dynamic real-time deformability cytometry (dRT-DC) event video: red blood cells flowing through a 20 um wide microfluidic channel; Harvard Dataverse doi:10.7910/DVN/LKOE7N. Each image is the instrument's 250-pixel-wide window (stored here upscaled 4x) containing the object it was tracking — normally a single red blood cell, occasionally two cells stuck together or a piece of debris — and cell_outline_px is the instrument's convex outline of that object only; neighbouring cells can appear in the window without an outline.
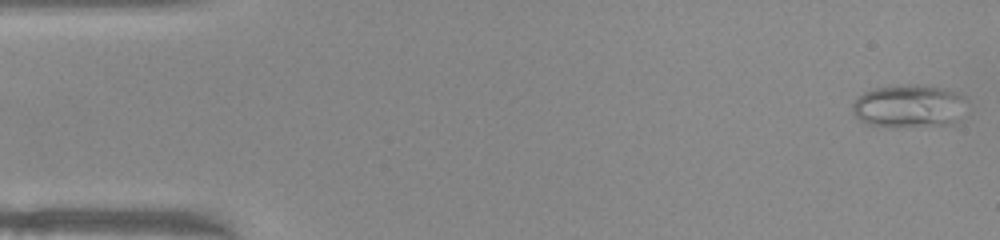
{"species": "common noctule bat (a hibernating species)", "species_latin": "Nyctalus noctula", "temperature_condition": "warm", "stored_images_in_passage": 47, "camera_frame_rate_fps": 3000, "um_per_image_px": 0.085, "animal": {"sex": "female", "body_mass_g": 22.0, "forearm_length_mm": 56.7}, "frame": {"image": 1, "passage_image": 1, "time_ms": 0.0, "image_size_px": [1000, 240], "cell_outline_px": [[968, 100], [956, 120], [952, 124], [900, 128], [892, 128], [868, 124], [860, 120], [852, 112], [852, 104], [864, 92], [872, 88], [904, 84], [924, 84], [948, 88], [964, 96]], "centroid_in_image_um": [77.27, 9.01], "position_along_channel_um": 7.7, "area_um2": 29.3}}
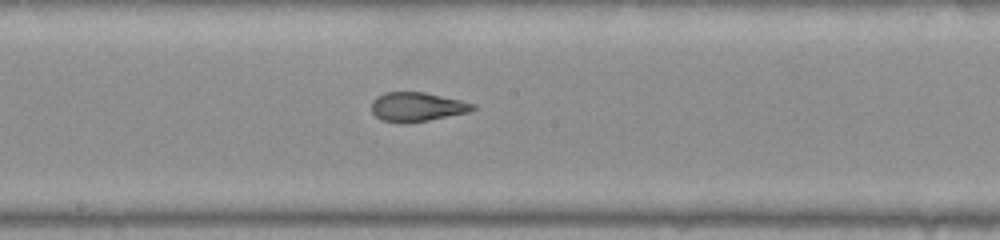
{"frame": {"image": 2, "passage_image": 26, "time_ms": 8.333, "image_size_px": [1000, 240], "cell_outline_px": [[476, 108], [468, 112], [428, 120], [400, 124], [380, 120], [372, 112], [372, 100], [376, 96], [384, 92], [424, 92], [460, 100], [476, 104]], "centroid_in_image_um": [35.4, 9.08], "position_along_channel_um": 212.8, "area_um2": 17.28}}
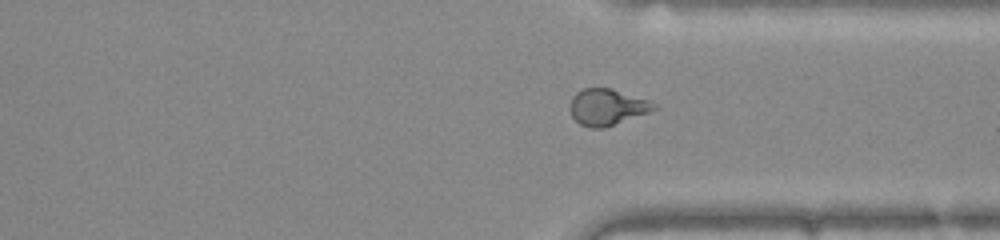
{"frame": {"image": 3, "passage_image": 37, "time_ms": 12.0, "image_size_px": [1000, 240], "cell_outline_px": [[660, 108], [604, 128], [588, 128], [580, 124], [572, 116], [568, 108], [568, 104], [572, 96], [576, 92], [584, 88], [612, 88], [660, 104]], "centroid_in_image_um": [51.6, 9.09], "position_along_channel_um": 359.8, "area_um2": 18.09}, "authors_computed_cell_mechanics": {"area_um2": 18.6116, "velocity_mm_per_s": 4.0059, "shape_relaxation_time_tau1_ms": null, "shape_relaxation_time_tau2_ms": 0.9722, "deformation_change_tau1": null, "deformation_change_tau2": 0.0909}}